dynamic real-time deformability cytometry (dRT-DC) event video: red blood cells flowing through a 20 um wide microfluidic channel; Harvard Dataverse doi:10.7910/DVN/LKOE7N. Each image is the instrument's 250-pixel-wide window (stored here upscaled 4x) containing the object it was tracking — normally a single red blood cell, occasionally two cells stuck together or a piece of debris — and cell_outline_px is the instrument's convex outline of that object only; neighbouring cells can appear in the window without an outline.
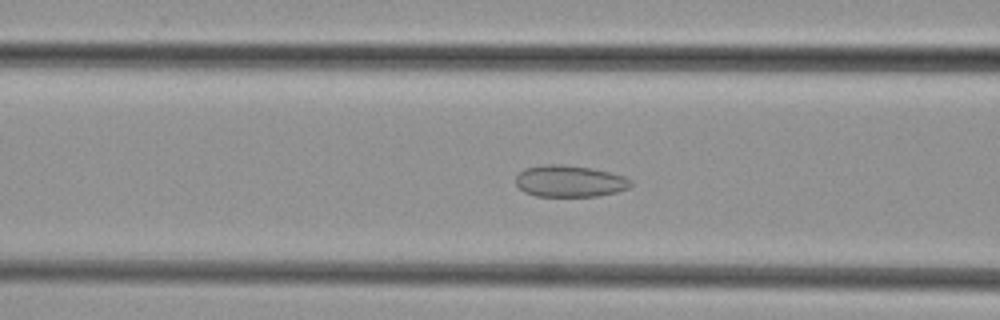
{"species": "common noctule bat (a hibernating species)", "species_latin": "Nyctalus noctula", "temperature_condition": "cold", "stored_images_in_passage": 36, "camera_frame_rate_fps": 3000, "um_per_image_px": 0.085, "animal": {"sex": "female", "body_mass_g": 29.2, "forearm_length_mm": 56.3}, "frame": {"image": 1, "passage_image": 14, "time_ms": 4.333, "image_size_px": [1000, 320], "cell_outline_px": [[632, 184], [628, 188], [616, 192], [596, 196], [536, 196], [524, 192], [516, 184], [516, 176], [524, 168], [544, 164], [560, 164], [592, 168], [624, 176], [632, 180]], "centroid_in_image_um": [48.41, 15.39], "position_along_channel_um": 118.2, "area_um2": 21.21}}
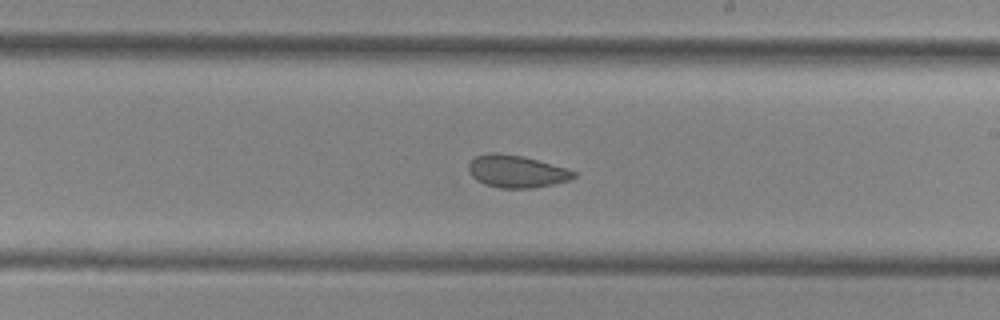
{"frame": {"image": 2, "passage_image": 23, "time_ms": 7.333, "image_size_px": [1000, 320], "cell_outline_px": [[576, 176], [568, 180], [552, 184], [532, 188], [500, 188], [484, 184], [476, 180], [472, 176], [468, 168], [468, 164], [476, 156], [488, 152], [500, 152], [520, 156], [568, 168], [576, 172]], "centroid_in_image_um": [43.88, 14.56], "position_along_channel_um": 245.1, "area_um2": 19.77}}
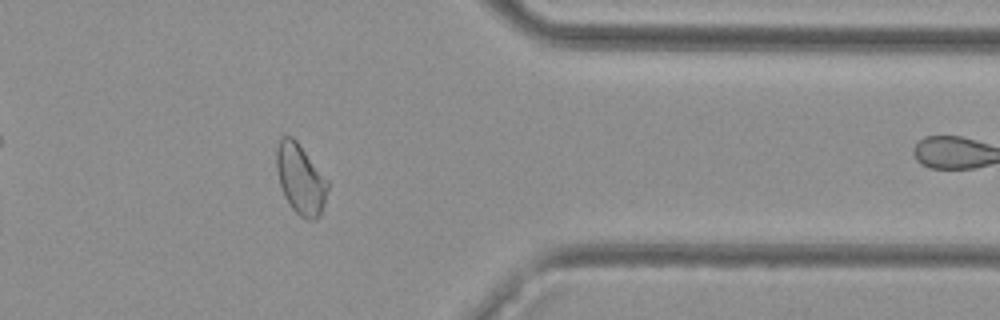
{"frame": {"image": 3, "passage_image": 34, "time_ms": 11.0, "image_size_px": [1000, 320], "cell_outline_px": [[328, 188], [324, 204], [320, 216], [316, 220], [308, 220], [300, 216], [288, 204], [284, 196], [280, 184], [276, 168], [276, 148], [280, 136], [292, 136], [296, 140], [328, 180]], "centroid_in_image_um": [25.53, 15.23], "position_along_channel_um": 385.9, "area_um2": 21.04}}